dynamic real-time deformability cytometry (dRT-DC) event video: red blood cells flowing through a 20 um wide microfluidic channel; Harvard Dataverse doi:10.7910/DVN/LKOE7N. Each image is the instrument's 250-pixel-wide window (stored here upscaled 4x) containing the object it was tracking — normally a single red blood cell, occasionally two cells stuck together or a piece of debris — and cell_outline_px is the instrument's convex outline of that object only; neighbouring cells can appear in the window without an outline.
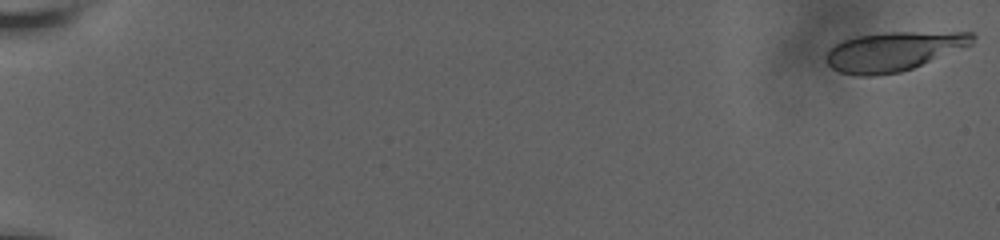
{"species": "human", "species_latin": "Homo sapiens", "temperature_condition": "room temperature", "stored_images_in_passage": 60, "camera_frame_rate_fps": 3000, "um_per_image_px": 0.085, "donor": {"sex": "male"}, "frame": {"image": 1, "passage_image": 1, "time_ms": 0.0, "image_size_px": [1000, 240], "cell_outline_px": [[976, 36], [972, 44], [912, 68], [900, 72], [872, 76], [856, 76], [840, 72], [832, 68], [828, 64], [824, 56], [828, 48], [840, 40], [856, 36], [884, 32], [972, 32]], "centroid_in_image_um": [75.88, 4.36], "position_along_channel_um": 9.1, "area_um2": 33.58}}
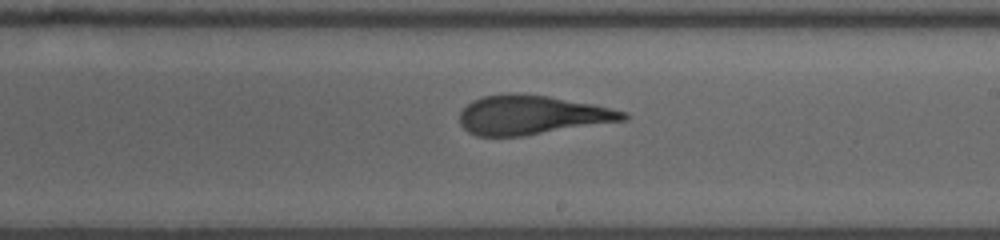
{"frame": {"image": 2, "passage_image": 38, "time_ms": 12.333, "image_size_px": [1000, 240], "cell_outline_px": [[628, 116], [624, 120], [524, 136], [476, 136], [468, 132], [460, 124], [460, 112], [472, 100], [484, 96], [508, 92], [516, 92], [548, 96], [592, 104], [628, 112]], "centroid_in_image_um": [45.17, 9.77], "position_along_channel_um": 243.8, "area_um2": 37.28}}
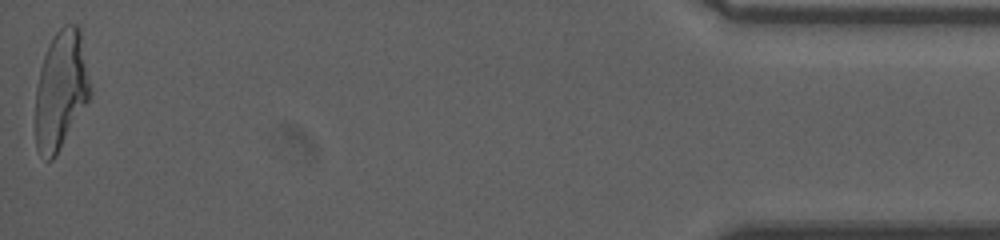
{"frame": {"image": 3, "passage_image": 60, "time_ms": 19.667, "image_size_px": [1000, 240], "cell_outline_px": [[92, 92], [88, 100], [56, 156], [52, 160], [48, 160], [36, 148], [36, 88], [40, 68], [48, 44], [52, 36], [64, 24], [76, 24], [80, 28], [92, 88]], "centroid_in_image_um": [5.19, 7.6], "position_along_channel_um": 430.0, "area_um2": 37.8}, "authors_computed_cell_mechanics": {"area_um2": 37.2232, "velocity_mm_per_s": 3.6694, "shape_relaxation_time_tau1_ms": 6.5681, "shape_relaxation_time_tau2_ms": 1.3178, "deformation_change_tau1": 0.2457, "deformation_change_tau2": 0.1147}}